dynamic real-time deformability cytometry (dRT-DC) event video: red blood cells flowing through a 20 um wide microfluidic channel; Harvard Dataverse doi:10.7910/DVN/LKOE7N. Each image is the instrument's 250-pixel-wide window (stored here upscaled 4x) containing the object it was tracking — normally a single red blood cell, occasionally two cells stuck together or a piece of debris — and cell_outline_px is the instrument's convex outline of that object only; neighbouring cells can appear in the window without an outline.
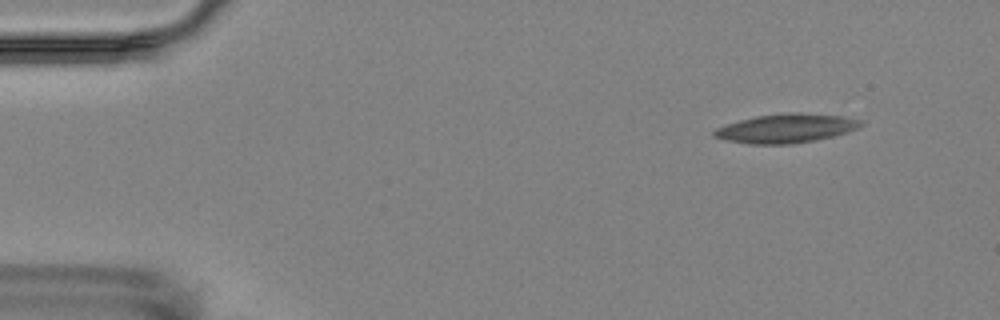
{"species": "Egyptian fruit bat (a non-hibernating species)", "species_latin": "Rousettus aegyptiacus", "temperature_condition": "room temperature", "stored_images_in_passage": 4, "camera_frame_rate_fps": 3000, "um_per_image_px": 0.085, "animal": {"sex": "female"}, "frame": {"image": 1, "passage_image": 1, "time_ms": 0.0, "image_size_px": [1000, 320], "cell_outline_px": [[864, 124], [848, 132], [816, 140], [792, 144], [748, 144], [724, 140], [712, 136], [712, 132], [716, 128], [740, 120], [756, 116], [788, 112], [800, 112], [844, 116], [860, 120]], "centroid_in_image_um": [66.8, 10.91], "position_along_channel_um": 18.2, "area_um2": 24.85}}
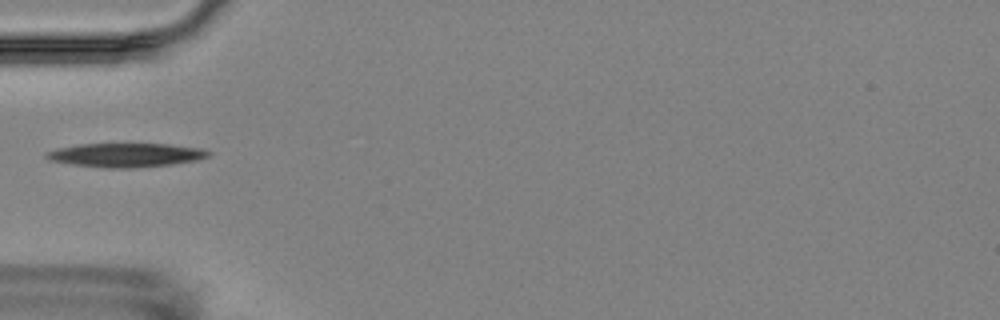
{"frame": {"image": 2, "passage_image": 4, "time_ms": 4.333, "image_size_px": [1000, 320], "cell_outline_px": [[212, 152], [208, 156], [196, 160], [172, 164], [132, 168], [108, 168], [72, 164], [48, 160], [44, 156], [44, 152], [56, 148], [76, 144], [168, 144], [204, 148]], "centroid_in_image_um": [10.66, 13.17], "position_along_channel_um": 74.3, "area_um2": 22.72}}